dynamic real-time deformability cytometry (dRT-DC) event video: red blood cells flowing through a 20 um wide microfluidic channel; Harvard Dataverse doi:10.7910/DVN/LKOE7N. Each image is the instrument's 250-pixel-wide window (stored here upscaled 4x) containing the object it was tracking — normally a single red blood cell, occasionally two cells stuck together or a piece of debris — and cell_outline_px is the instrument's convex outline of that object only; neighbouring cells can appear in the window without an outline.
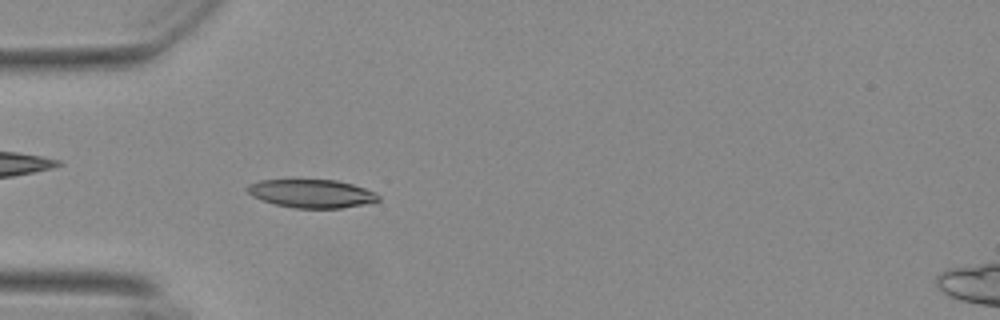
{"species": "Egyptian fruit bat (a non-hibernating species)", "species_latin": "Rousettus aegyptiacus", "temperature_condition": "warm", "stored_images_in_passage": 49, "camera_frame_rate_fps": 3000, "um_per_image_px": 0.085, "animal": {"sex": "female"}, "frame": {"image": 1, "passage_image": 11, "time_ms": 3.333, "image_size_px": [1000, 320], "cell_outline_px": [[380, 200], [364, 204], [340, 208], [296, 208], [276, 204], [252, 196], [244, 188], [248, 184], [260, 180], [336, 180], [352, 184], [376, 192], [380, 196]], "centroid_in_image_um": [26.49, 16.45], "position_along_channel_um": 58.5, "area_um2": 21.5}}
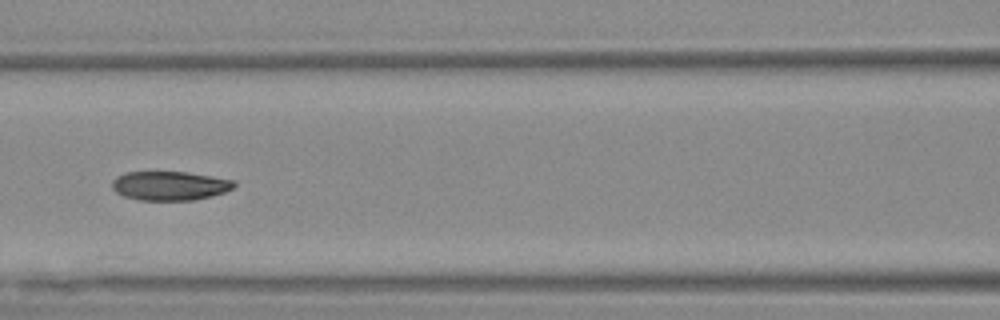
{"frame": {"image": 2, "passage_image": 19, "time_ms": 6.0, "image_size_px": [1000, 320], "cell_outline_px": [[236, 184], [232, 188], [224, 192], [212, 196], [196, 200], [140, 200], [124, 196], [116, 192], [112, 188], [112, 180], [116, 176], [124, 172], [188, 172], [236, 180]], "centroid_in_image_um": [14.44, 15.78], "position_along_channel_um": 152.2, "area_um2": 20.81}}
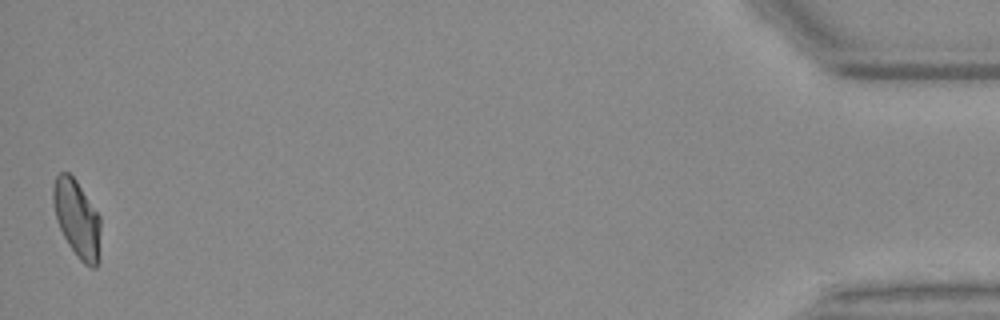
{"frame": {"image": 3, "passage_image": 49, "time_ms": 16.0, "image_size_px": [1000, 320], "cell_outline_px": [[100, 260], [96, 268], [92, 268], [84, 264], [80, 260], [68, 244], [56, 220], [52, 200], [52, 188], [56, 176], [60, 172], [68, 172], [76, 180], [100, 216]], "centroid_in_image_um": [6.55, 18.61], "position_along_channel_um": 428.6, "area_um2": 21.62}, "authors_computed_cell_mechanics": {"area_um2": 21.3282, "velocity_mm_per_s": 3.6887, "shape_relaxation_time_tau1_ms": 9.1387, "shape_relaxation_time_tau2_ms": 2.6539, "deformation_change_tau1": 0.2204, "deformation_change_tau2": 0.0752}}